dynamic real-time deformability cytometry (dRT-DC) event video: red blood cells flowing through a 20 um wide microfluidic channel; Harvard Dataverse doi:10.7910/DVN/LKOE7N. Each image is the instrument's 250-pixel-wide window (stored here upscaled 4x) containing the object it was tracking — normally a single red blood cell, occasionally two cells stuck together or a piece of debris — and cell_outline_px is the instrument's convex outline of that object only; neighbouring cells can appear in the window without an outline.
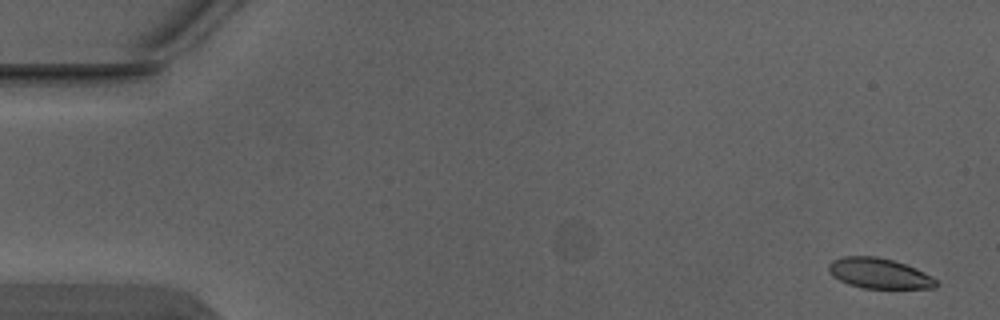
{"species": "Egyptian fruit bat (a non-hibernating species)", "species_latin": "Rousettus aegyptiacus", "temperature_condition": "warm", "stored_images_in_passage": 6, "segment_of_instrument_passage": [2, 2], "camera_frame_rate_fps": 3000, "um_per_image_px": 0.085, "animal": {"sex": "male"}, "frame": {"image": 1, "passage_image": 6, "time_ms": 1.667, "image_size_px": [1000, 320], "cell_outline_px": [[940, 284], [936, 288], [864, 288], [848, 284], [832, 276], [828, 268], [828, 264], [832, 260], [844, 256], [876, 256], [892, 260], [916, 268], [932, 276]], "centroid_in_image_um": [74.74, 23.23], "position_along_channel_um": 10.3, "area_um2": 19.02}}